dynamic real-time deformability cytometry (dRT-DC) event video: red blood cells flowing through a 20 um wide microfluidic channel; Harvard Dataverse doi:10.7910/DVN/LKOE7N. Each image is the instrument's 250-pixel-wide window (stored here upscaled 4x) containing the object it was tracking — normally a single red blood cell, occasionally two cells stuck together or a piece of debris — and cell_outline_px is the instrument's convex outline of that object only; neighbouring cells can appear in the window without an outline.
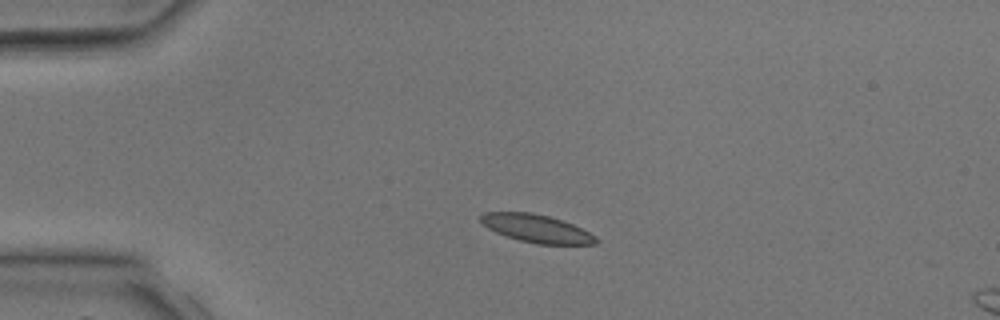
{"species": "common noctule bat (a hibernating species)", "species_latin": "Nyctalus noctula", "temperature_condition": "room temperature", "stored_images_in_passage": 2, "camera_frame_rate_fps": 3000, "um_per_image_px": 0.085, "animal": {"sex": "male", "body_mass_g": 17.9, "forearm_length_mm": 54.2}, "frame": {"image": 1, "passage_image": 1, "time_ms": 0.0, "image_size_px": [1000, 320], "cell_outline_px": [[600, 240], [596, 244], [536, 244], [520, 240], [496, 232], [488, 228], [480, 220], [480, 216], [484, 212], [532, 212], [548, 216], [572, 224], [596, 236]], "centroid_in_image_um": [45.62, 19.42], "position_along_channel_um": 39.4, "area_um2": 18.55}}